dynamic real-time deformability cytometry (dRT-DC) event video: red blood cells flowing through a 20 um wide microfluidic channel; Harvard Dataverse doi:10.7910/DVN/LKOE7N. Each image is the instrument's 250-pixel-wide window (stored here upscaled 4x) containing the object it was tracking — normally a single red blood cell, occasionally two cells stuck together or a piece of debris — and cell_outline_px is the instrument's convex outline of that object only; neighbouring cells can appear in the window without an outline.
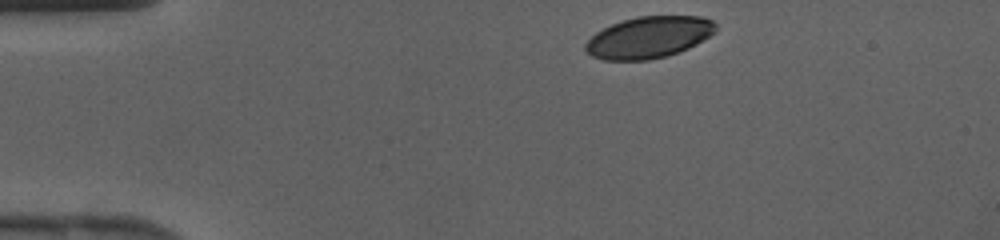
{"species": "human", "species_latin": "Homo sapiens", "temperature_condition": "cold", "stored_images_in_passage": 30, "camera_frame_rate_fps": 3000, "um_per_image_px": 0.085, "donor": {"sex": "female"}, "frame": {"image": 1, "passage_image": 1, "time_ms": 0.0, "image_size_px": [1000, 240], "cell_outline_px": [[716, 32], [696, 44], [688, 48], [668, 56], [648, 60], [604, 60], [592, 56], [584, 48], [584, 44], [596, 32], [612, 24], [624, 20], [640, 16], [700, 16], [712, 20], [716, 24]], "centroid_in_image_um": [55.16, 3.17], "position_along_channel_um": 29.8, "area_um2": 31.5}}
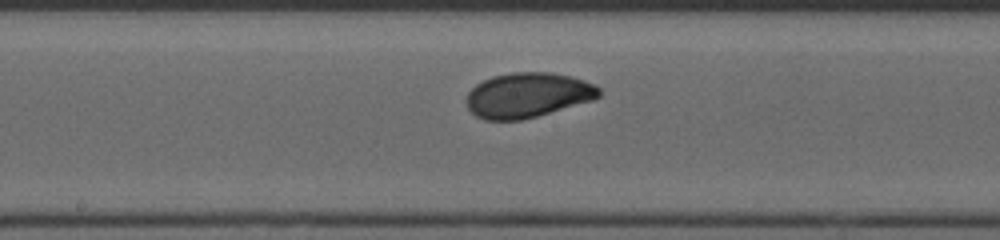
{"frame": {"image": 2, "passage_image": 16, "time_ms": 5.0, "image_size_px": [1000, 240], "cell_outline_px": [[600, 96], [592, 100], [536, 116], [520, 120], [484, 120], [476, 116], [468, 108], [464, 100], [468, 92], [476, 84], [492, 76], [512, 72], [552, 72], [584, 80], [596, 84], [600, 88]], "centroid_in_image_um": [44.83, 8.08], "position_along_channel_um": 203.4, "area_um2": 34.74}}
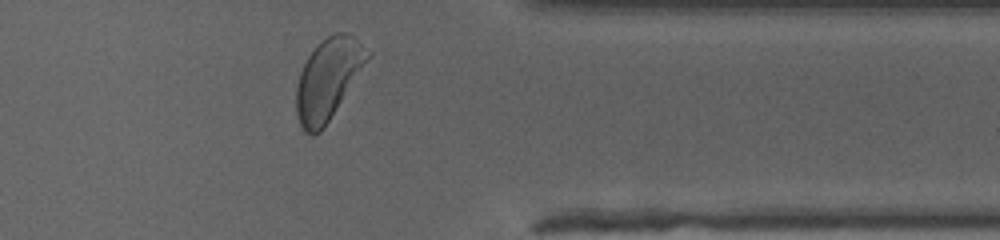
{"frame": {"image": 3, "passage_image": 28, "time_ms": 9.0, "image_size_px": [1000, 240], "cell_outline_px": [[372, 56], [324, 128], [320, 132], [312, 136], [304, 132], [300, 124], [296, 112], [296, 84], [300, 72], [308, 56], [328, 36], [336, 32], [344, 32], [352, 36], [372, 52]], "centroid_in_image_um": [27.9, 6.75], "position_along_channel_um": 383.5, "area_um2": 33.52}}